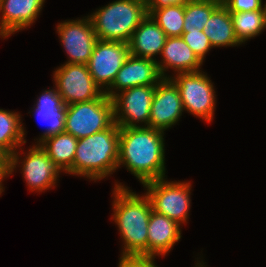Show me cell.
<instances>
[{"mask_svg": "<svg viewBox=\"0 0 266 267\" xmlns=\"http://www.w3.org/2000/svg\"><path fill=\"white\" fill-rule=\"evenodd\" d=\"M164 135L148 126L120 128L117 168L124 166L141 185L167 177Z\"/></svg>", "mask_w": 266, "mask_h": 267, "instance_id": "obj_1", "label": "cell"}, {"mask_svg": "<svg viewBox=\"0 0 266 267\" xmlns=\"http://www.w3.org/2000/svg\"><path fill=\"white\" fill-rule=\"evenodd\" d=\"M112 217L122 238L120 257H148V224L152 211L149 198L114 182Z\"/></svg>", "mask_w": 266, "mask_h": 267, "instance_id": "obj_2", "label": "cell"}, {"mask_svg": "<svg viewBox=\"0 0 266 267\" xmlns=\"http://www.w3.org/2000/svg\"><path fill=\"white\" fill-rule=\"evenodd\" d=\"M120 127L114 122L108 129L78 139L73 161V176L100 181L118 170Z\"/></svg>", "mask_w": 266, "mask_h": 267, "instance_id": "obj_3", "label": "cell"}, {"mask_svg": "<svg viewBox=\"0 0 266 267\" xmlns=\"http://www.w3.org/2000/svg\"><path fill=\"white\" fill-rule=\"evenodd\" d=\"M147 15L145 0H114L88 16L98 40L128 43Z\"/></svg>", "mask_w": 266, "mask_h": 267, "instance_id": "obj_4", "label": "cell"}, {"mask_svg": "<svg viewBox=\"0 0 266 267\" xmlns=\"http://www.w3.org/2000/svg\"><path fill=\"white\" fill-rule=\"evenodd\" d=\"M142 185L154 212L167 216L182 226L188 223L192 195L190 181H171L165 177Z\"/></svg>", "mask_w": 266, "mask_h": 267, "instance_id": "obj_5", "label": "cell"}, {"mask_svg": "<svg viewBox=\"0 0 266 267\" xmlns=\"http://www.w3.org/2000/svg\"><path fill=\"white\" fill-rule=\"evenodd\" d=\"M20 146L11 156L9 164V176L13 175L17 167L21 168L22 177L26 181V186L31 192L42 193L49 189H54L59 181L60 174L65 173L39 144L32 143L28 152L22 150ZM23 152H21V151ZM23 159H22V155ZM26 154V155H25ZM20 159V160H19Z\"/></svg>", "mask_w": 266, "mask_h": 267, "instance_id": "obj_6", "label": "cell"}, {"mask_svg": "<svg viewBox=\"0 0 266 267\" xmlns=\"http://www.w3.org/2000/svg\"><path fill=\"white\" fill-rule=\"evenodd\" d=\"M113 123V101L104 92L94 100L66 105L64 132L77 139L108 129Z\"/></svg>", "mask_w": 266, "mask_h": 267, "instance_id": "obj_7", "label": "cell"}, {"mask_svg": "<svg viewBox=\"0 0 266 267\" xmlns=\"http://www.w3.org/2000/svg\"><path fill=\"white\" fill-rule=\"evenodd\" d=\"M170 79L179 89L184 111L204 120L212 122L216 110V91L214 82L202 71L177 73Z\"/></svg>", "mask_w": 266, "mask_h": 267, "instance_id": "obj_8", "label": "cell"}, {"mask_svg": "<svg viewBox=\"0 0 266 267\" xmlns=\"http://www.w3.org/2000/svg\"><path fill=\"white\" fill-rule=\"evenodd\" d=\"M53 82L65 105L88 102L103 92L95 84L85 64H61L53 71Z\"/></svg>", "mask_w": 266, "mask_h": 267, "instance_id": "obj_9", "label": "cell"}, {"mask_svg": "<svg viewBox=\"0 0 266 267\" xmlns=\"http://www.w3.org/2000/svg\"><path fill=\"white\" fill-rule=\"evenodd\" d=\"M156 85L131 87L113 98L114 122L120 128L149 127Z\"/></svg>", "mask_w": 266, "mask_h": 267, "instance_id": "obj_10", "label": "cell"}, {"mask_svg": "<svg viewBox=\"0 0 266 267\" xmlns=\"http://www.w3.org/2000/svg\"><path fill=\"white\" fill-rule=\"evenodd\" d=\"M129 56L128 43L96 41L87 66L95 84L102 92L105 93L111 87L118 71Z\"/></svg>", "mask_w": 266, "mask_h": 267, "instance_id": "obj_11", "label": "cell"}, {"mask_svg": "<svg viewBox=\"0 0 266 267\" xmlns=\"http://www.w3.org/2000/svg\"><path fill=\"white\" fill-rule=\"evenodd\" d=\"M56 32L68 57L65 63L87 65L98 40L89 16L66 19L57 24Z\"/></svg>", "mask_w": 266, "mask_h": 267, "instance_id": "obj_12", "label": "cell"}, {"mask_svg": "<svg viewBox=\"0 0 266 267\" xmlns=\"http://www.w3.org/2000/svg\"><path fill=\"white\" fill-rule=\"evenodd\" d=\"M184 107L180 92L170 78H163L155 87L149 127L166 131L178 124Z\"/></svg>", "mask_w": 266, "mask_h": 267, "instance_id": "obj_13", "label": "cell"}, {"mask_svg": "<svg viewBox=\"0 0 266 267\" xmlns=\"http://www.w3.org/2000/svg\"><path fill=\"white\" fill-rule=\"evenodd\" d=\"M162 79L156 60L130 55L105 94L112 99L121 91L136 86L157 85Z\"/></svg>", "mask_w": 266, "mask_h": 267, "instance_id": "obj_14", "label": "cell"}, {"mask_svg": "<svg viewBox=\"0 0 266 267\" xmlns=\"http://www.w3.org/2000/svg\"><path fill=\"white\" fill-rule=\"evenodd\" d=\"M46 0H0V37L11 35L32 26Z\"/></svg>", "mask_w": 266, "mask_h": 267, "instance_id": "obj_15", "label": "cell"}, {"mask_svg": "<svg viewBox=\"0 0 266 267\" xmlns=\"http://www.w3.org/2000/svg\"><path fill=\"white\" fill-rule=\"evenodd\" d=\"M161 59H156L163 78H170L169 69L177 73L200 71L203 62L195 55L181 37H167L162 49Z\"/></svg>", "mask_w": 266, "mask_h": 267, "instance_id": "obj_16", "label": "cell"}, {"mask_svg": "<svg viewBox=\"0 0 266 267\" xmlns=\"http://www.w3.org/2000/svg\"><path fill=\"white\" fill-rule=\"evenodd\" d=\"M31 109L28 113L35 112L33 115L46 124L44 132L35 140L36 144L48 136L64 132L66 105L55 86L42 91Z\"/></svg>", "mask_w": 266, "mask_h": 267, "instance_id": "obj_17", "label": "cell"}, {"mask_svg": "<svg viewBox=\"0 0 266 267\" xmlns=\"http://www.w3.org/2000/svg\"><path fill=\"white\" fill-rule=\"evenodd\" d=\"M181 225L167 216L151 211L148 224V257H163L182 237Z\"/></svg>", "mask_w": 266, "mask_h": 267, "instance_id": "obj_18", "label": "cell"}, {"mask_svg": "<svg viewBox=\"0 0 266 267\" xmlns=\"http://www.w3.org/2000/svg\"><path fill=\"white\" fill-rule=\"evenodd\" d=\"M166 38L165 32L147 15L128 42L130 55L156 60L155 57L161 55Z\"/></svg>", "mask_w": 266, "mask_h": 267, "instance_id": "obj_19", "label": "cell"}, {"mask_svg": "<svg viewBox=\"0 0 266 267\" xmlns=\"http://www.w3.org/2000/svg\"><path fill=\"white\" fill-rule=\"evenodd\" d=\"M203 33L214 49L242 45L236 38L231 14L223 4L211 14Z\"/></svg>", "mask_w": 266, "mask_h": 267, "instance_id": "obj_20", "label": "cell"}, {"mask_svg": "<svg viewBox=\"0 0 266 267\" xmlns=\"http://www.w3.org/2000/svg\"><path fill=\"white\" fill-rule=\"evenodd\" d=\"M78 139L73 135L62 132L41 140L38 144L65 174L73 176V161Z\"/></svg>", "mask_w": 266, "mask_h": 267, "instance_id": "obj_21", "label": "cell"}, {"mask_svg": "<svg viewBox=\"0 0 266 267\" xmlns=\"http://www.w3.org/2000/svg\"><path fill=\"white\" fill-rule=\"evenodd\" d=\"M22 122L19 112L0 109V148L9 156L27 142Z\"/></svg>", "mask_w": 266, "mask_h": 267, "instance_id": "obj_22", "label": "cell"}, {"mask_svg": "<svg viewBox=\"0 0 266 267\" xmlns=\"http://www.w3.org/2000/svg\"><path fill=\"white\" fill-rule=\"evenodd\" d=\"M230 14L236 38L242 45L266 29L265 10L230 12Z\"/></svg>", "mask_w": 266, "mask_h": 267, "instance_id": "obj_23", "label": "cell"}, {"mask_svg": "<svg viewBox=\"0 0 266 267\" xmlns=\"http://www.w3.org/2000/svg\"><path fill=\"white\" fill-rule=\"evenodd\" d=\"M147 12L167 37H181L184 26V4L147 9Z\"/></svg>", "mask_w": 266, "mask_h": 267, "instance_id": "obj_24", "label": "cell"}, {"mask_svg": "<svg viewBox=\"0 0 266 267\" xmlns=\"http://www.w3.org/2000/svg\"><path fill=\"white\" fill-rule=\"evenodd\" d=\"M222 4V0H189L184 4L183 33L198 29L203 31L211 14Z\"/></svg>", "mask_w": 266, "mask_h": 267, "instance_id": "obj_25", "label": "cell"}, {"mask_svg": "<svg viewBox=\"0 0 266 267\" xmlns=\"http://www.w3.org/2000/svg\"><path fill=\"white\" fill-rule=\"evenodd\" d=\"M181 38L191 48L195 55L202 62H205L206 55L213 47L203 31L198 29L190 30L188 33H183Z\"/></svg>", "mask_w": 266, "mask_h": 267, "instance_id": "obj_26", "label": "cell"}, {"mask_svg": "<svg viewBox=\"0 0 266 267\" xmlns=\"http://www.w3.org/2000/svg\"><path fill=\"white\" fill-rule=\"evenodd\" d=\"M229 12H249L264 10L263 0H222Z\"/></svg>", "mask_w": 266, "mask_h": 267, "instance_id": "obj_27", "label": "cell"}, {"mask_svg": "<svg viewBox=\"0 0 266 267\" xmlns=\"http://www.w3.org/2000/svg\"><path fill=\"white\" fill-rule=\"evenodd\" d=\"M118 267H158L155 258L151 257H120Z\"/></svg>", "mask_w": 266, "mask_h": 267, "instance_id": "obj_28", "label": "cell"}, {"mask_svg": "<svg viewBox=\"0 0 266 267\" xmlns=\"http://www.w3.org/2000/svg\"><path fill=\"white\" fill-rule=\"evenodd\" d=\"M147 9H156L174 4H185L189 0H145Z\"/></svg>", "mask_w": 266, "mask_h": 267, "instance_id": "obj_29", "label": "cell"}, {"mask_svg": "<svg viewBox=\"0 0 266 267\" xmlns=\"http://www.w3.org/2000/svg\"><path fill=\"white\" fill-rule=\"evenodd\" d=\"M10 156L0 148V178L9 177Z\"/></svg>", "mask_w": 266, "mask_h": 267, "instance_id": "obj_30", "label": "cell"}, {"mask_svg": "<svg viewBox=\"0 0 266 267\" xmlns=\"http://www.w3.org/2000/svg\"><path fill=\"white\" fill-rule=\"evenodd\" d=\"M196 260H197V262L195 263L194 267H206L207 266V265H205L206 262H204L202 259H201V261L199 260V258Z\"/></svg>", "mask_w": 266, "mask_h": 267, "instance_id": "obj_31", "label": "cell"}, {"mask_svg": "<svg viewBox=\"0 0 266 267\" xmlns=\"http://www.w3.org/2000/svg\"><path fill=\"white\" fill-rule=\"evenodd\" d=\"M6 180V178H0V196L2 195V193L4 192V184L3 182Z\"/></svg>", "mask_w": 266, "mask_h": 267, "instance_id": "obj_32", "label": "cell"}, {"mask_svg": "<svg viewBox=\"0 0 266 267\" xmlns=\"http://www.w3.org/2000/svg\"><path fill=\"white\" fill-rule=\"evenodd\" d=\"M264 10H265V21H266V3L264 2Z\"/></svg>", "mask_w": 266, "mask_h": 267, "instance_id": "obj_33", "label": "cell"}]
</instances>
